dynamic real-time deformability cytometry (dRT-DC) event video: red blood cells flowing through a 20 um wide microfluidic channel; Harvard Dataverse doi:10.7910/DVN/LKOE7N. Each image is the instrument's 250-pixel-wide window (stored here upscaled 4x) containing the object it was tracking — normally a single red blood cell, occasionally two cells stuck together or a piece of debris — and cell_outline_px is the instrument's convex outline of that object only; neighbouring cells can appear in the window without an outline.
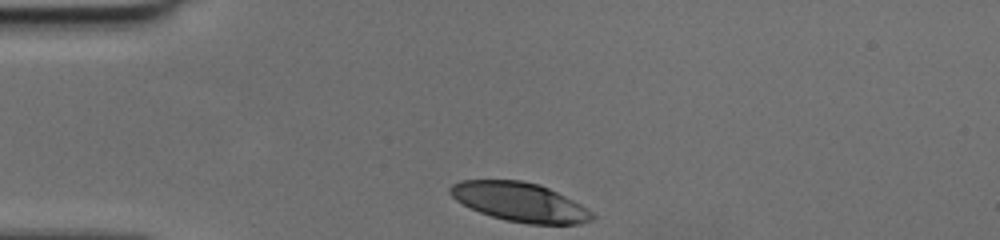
{"species": "human", "species_latin": "Homo sapiens", "temperature_condition": "cold", "stored_images_in_passage": 28, "camera_frame_rate_fps": 3000, "um_per_image_px": 0.085, "donor": {"sex": "female"}, "frame": {"image": 1, "passage_image": 1, "time_ms": 0.0, "image_size_px": [1000, 240], "cell_outline_px": [[596, 216], [592, 220], [580, 224], [528, 224], [504, 220], [480, 212], [456, 200], [448, 192], [448, 188], [452, 184], [460, 180], [520, 180], [540, 184], [580, 204], [592, 212]], "centroid_in_image_um": [44.18, 17.17], "position_along_channel_um": 40.8, "area_um2": 32.19}}
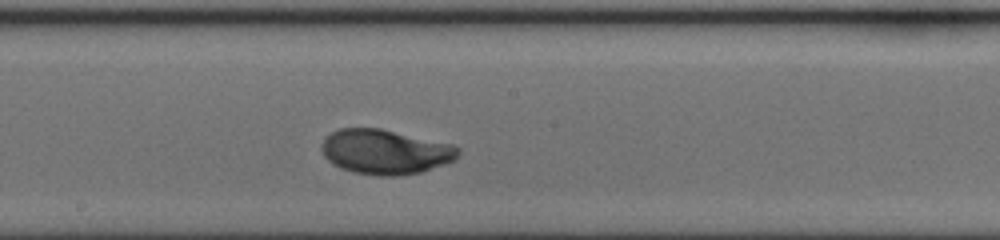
{"frame": {"image": 2, "passage_image": 16, "time_ms": 5.0, "image_size_px": [1000, 240], "cell_outline_px": [[460, 152], [456, 160], [420, 172], [396, 176], [376, 176], [352, 172], [340, 168], [332, 164], [324, 156], [320, 148], [320, 144], [324, 136], [340, 128], [380, 128], [452, 144], [460, 148]], "centroid_in_image_um": [32.71, 12.9], "position_along_channel_um": 215.5, "area_um2": 35.95}}
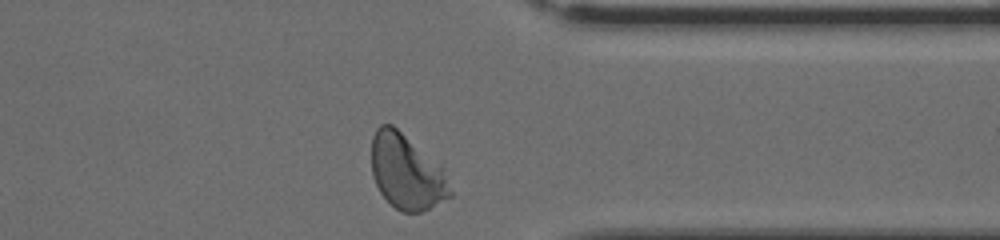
{"frame": {"image": 3, "passage_image": 28, "time_ms": 9.0, "image_size_px": [1000, 240], "cell_outline_px": [[452, 196], [420, 212], [400, 212], [380, 192], [372, 176], [372, 136], [376, 128], [380, 124], [392, 124], [440, 164], [444, 168], [452, 192]], "centroid_in_image_um": [34.56, 14.6], "position_along_channel_um": 376.8, "area_um2": 34.28}}